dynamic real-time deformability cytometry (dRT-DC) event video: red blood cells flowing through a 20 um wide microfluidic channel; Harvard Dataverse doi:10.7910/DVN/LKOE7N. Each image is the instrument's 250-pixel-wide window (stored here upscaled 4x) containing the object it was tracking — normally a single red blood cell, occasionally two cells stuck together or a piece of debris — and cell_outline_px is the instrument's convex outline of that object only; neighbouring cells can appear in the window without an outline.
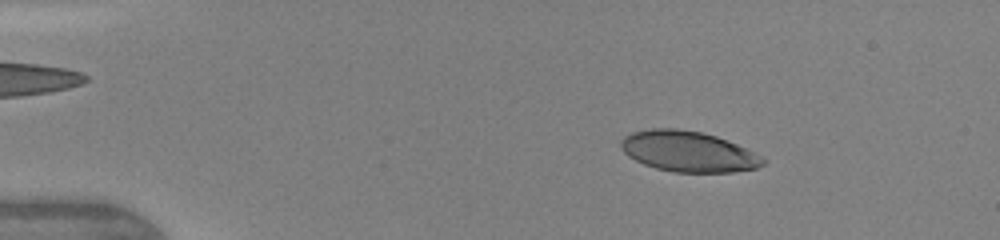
{"species": "human", "species_latin": "Homo sapiens", "temperature_condition": "warm", "stored_images_in_passage": 8, "camera_frame_rate_fps": 3000, "um_per_image_px": 0.085, "donor": {"sex": "female"}, "frame": {"image": 1, "passage_image": 2, "time_ms": 1.0, "image_size_px": [1000, 240], "cell_outline_px": [[764, 164], [756, 168], [732, 172], [676, 172], [656, 168], [644, 164], [628, 156], [624, 152], [620, 144], [620, 140], [624, 136], [632, 132], [652, 128], [676, 128], [700, 132], [716, 136], [736, 144], [752, 152], [764, 160]], "centroid_in_image_um": [58.44, 12.87], "position_along_channel_um": 26.6, "area_um2": 33.23}}
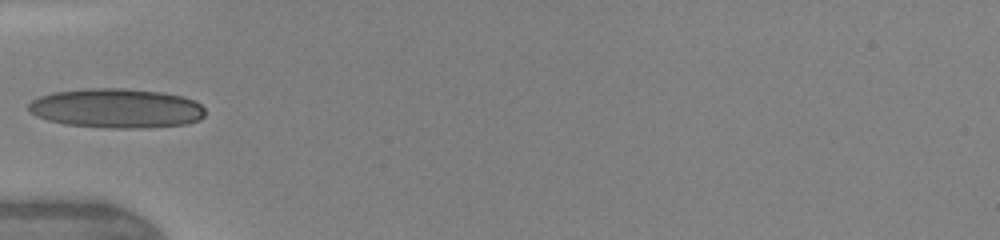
{"frame": {"image": 2, "passage_image": 5, "time_ms": 4.0, "image_size_px": [1000, 240], "cell_outline_px": [[204, 116], [200, 120], [188, 124], [144, 128], [108, 128], [64, 124], [48, 120], [36, 116], [28, 112], [28, 104], [32, 100], [40, 96], [52, 92], [84, 88], [128, 88], [160, 92], [184, 96], [200, 104], [204, 108]], "centroid_in_image_um": [9.89, 9.2], "position_along_channel_um": 75.1, "area_um2": 41.04}}